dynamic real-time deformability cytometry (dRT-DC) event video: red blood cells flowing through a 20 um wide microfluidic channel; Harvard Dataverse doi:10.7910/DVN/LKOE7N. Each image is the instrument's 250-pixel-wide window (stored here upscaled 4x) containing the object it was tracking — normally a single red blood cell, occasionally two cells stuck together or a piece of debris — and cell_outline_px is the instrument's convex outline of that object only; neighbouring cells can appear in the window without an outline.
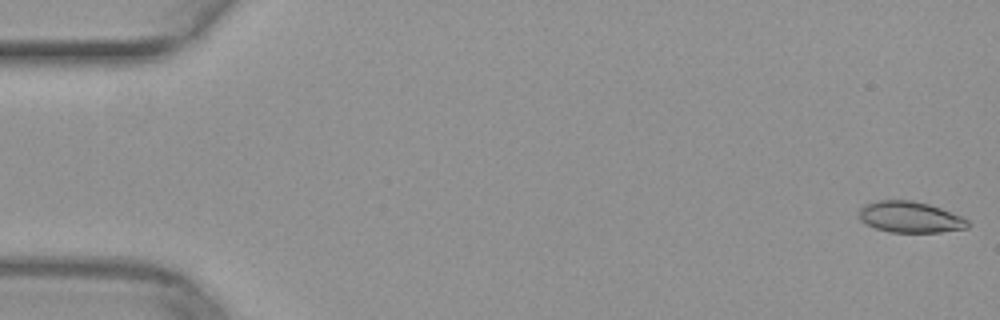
{"species": "common noctule bat (a hibernating species)", "species_latin": "Nyctalus noctula", "temperature_condition": "warm", "stored_images_in_passage": 50, "camera_frame_rate_fps": 3000, "um_per_image_px": 0.085, "animal": {"sex": "female", "body_mass_g": 29.2, "forearm_length_mm": 56.3}, "frame": {"image": 1, "passage_image": 1, "time_ms": 0.0, "image_size_px": [1000, 320], "cell_outline_px": [[968, 228], [940, 232], [888, 232], [876, 228], [860, 220], [860, 208], [864, 204], [880, 200], [912, 200], [928, 204], [940, 208], [960, 216], [968, 220]], "centroid_in_image_um": [77.35, 18.45], "position_along_channel_um": 7.7, "area_um2": 19.54}}
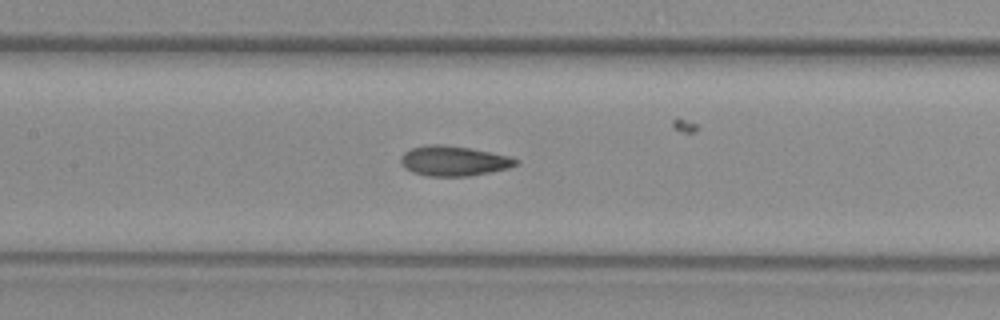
{"frame": {"image": 2, "passage_image": 24, "time_ms": 7.667, "image_size_px": [1000, 320], "cell_outline_px": [[520, 164], [508, 168], [492, 172], [468, 176], [428, 176], [412, 172], [404, 168], [400, 164], [400, 156], [404, 152], [412, 148], [428, 144], [444, 144], [468, 148], [512, 156], [520, 160]], "centroid_in_image_um": [38.58, 13.68], "position_along_channel_um": 168.8, "area_um2": 20.4}}
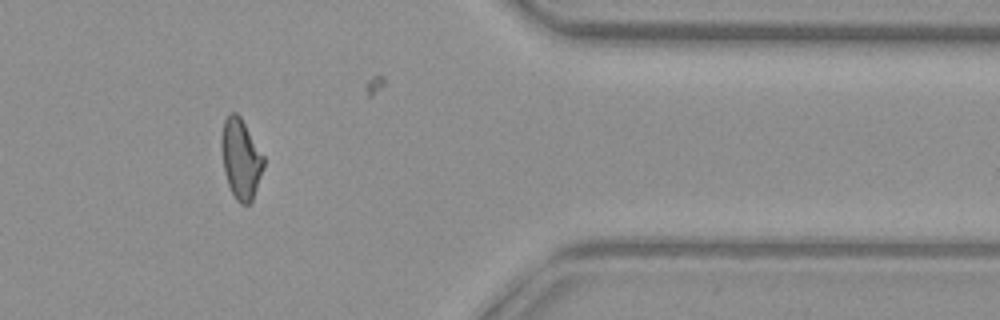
{"frame": {"image": 3, "passage_image": 42, "time_ms": 13.667, "image_size_px": [1000, 320], "cell_outline_px": [[264, 164], [252, 200], [248, 204], [240, 204], [236, 200], [228, 184], [224, 172], [220, 148], [220, 140], [224, 120], [232, 112], [236, 112], [240, 116], [264, 156]], "centroid_in_image_um": [20.44, 13.48], "position_along_channel_um": 391.0, "area_um2": 19.54}}